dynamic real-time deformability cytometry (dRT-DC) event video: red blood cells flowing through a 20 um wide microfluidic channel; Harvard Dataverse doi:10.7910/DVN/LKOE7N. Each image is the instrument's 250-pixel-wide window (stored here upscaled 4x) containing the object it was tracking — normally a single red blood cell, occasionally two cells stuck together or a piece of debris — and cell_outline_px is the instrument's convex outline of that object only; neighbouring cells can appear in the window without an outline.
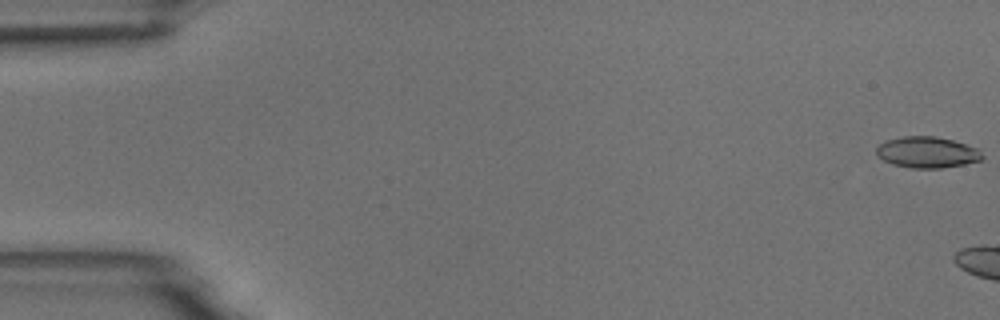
{"species": "common noctule bat (a hibernating species)", "species_latin": "Nyctalus noctula", "temperature_condition": "room temperature", "stored_images_in_passage": 3, "camera_frame_rate_fps": 3000, "um_per_image_px": 0.085, "animal": {"sex": "male", "body_mass_g": 18.8}, "frame": {"image": 1, "passage_image": 1, "time_ms": 0.0, "image_size_px": [1000, 320], "cell_outline_px": [[984, 156], [980, 160], [964, 164], [940, 168], [912, 168], [892, 164], [876, 156], [876, 148], [884, 140], [904, 136], [936, 136], [952, 140], [976, 148]], "centroid_in_image_um": [78.75, 12.94], "position_along_channel_um": 6.2, "area_um2": 19.13}}